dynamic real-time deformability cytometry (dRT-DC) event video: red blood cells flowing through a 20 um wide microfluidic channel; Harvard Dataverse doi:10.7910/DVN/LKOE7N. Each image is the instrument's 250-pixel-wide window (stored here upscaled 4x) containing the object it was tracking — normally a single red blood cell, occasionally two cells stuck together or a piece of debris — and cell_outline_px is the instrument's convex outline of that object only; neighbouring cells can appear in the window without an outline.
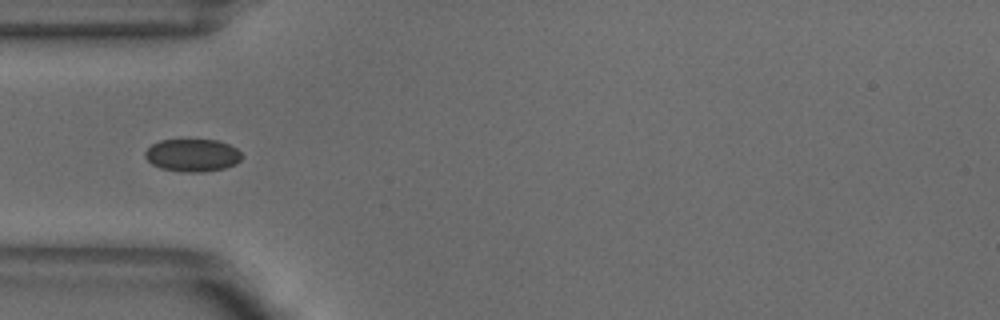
{"species": "common noctule bat (a hibernating species)", "species_latin": "Nyctalus noctula", "temperature_condition": "warm", "stored_images_in_passage": 51, "camera_frame_rate_fps": 3000, "um_per_image_px": 0.085, "animal": {"sex": "male", "body_mass_g": 18.8}, "frame": {"image": 1, "passage_image": 15, "time_ms": 4.667, "image_size_px": [1000, 320], "cell_outline_px": [[240, 160], [236, 164], [224, 168], [204, 172], [180, 172], [160, 168], [152, 164], [144, 156], [144, 152], [152, 144], [160, 140], [216, 140], [228, 144], [236, 148], [240, 152]], "centroid_in_image_um": [16.33, 13.2], "position_along_channel_um": 68.7, "area_um2": 18.38}, "authors_computed_cell_mechanics": {"area_um2": 18.2648, "velocity_mm_per_s": 3.8764, "shape_relaxation_time_tau1_ms": 3.2954, "shape_relaxation_time_tau2_ms": 0.7519, "deformation_change_tau1": 0.0551, "deformation_change_tau2": 0.0349}}